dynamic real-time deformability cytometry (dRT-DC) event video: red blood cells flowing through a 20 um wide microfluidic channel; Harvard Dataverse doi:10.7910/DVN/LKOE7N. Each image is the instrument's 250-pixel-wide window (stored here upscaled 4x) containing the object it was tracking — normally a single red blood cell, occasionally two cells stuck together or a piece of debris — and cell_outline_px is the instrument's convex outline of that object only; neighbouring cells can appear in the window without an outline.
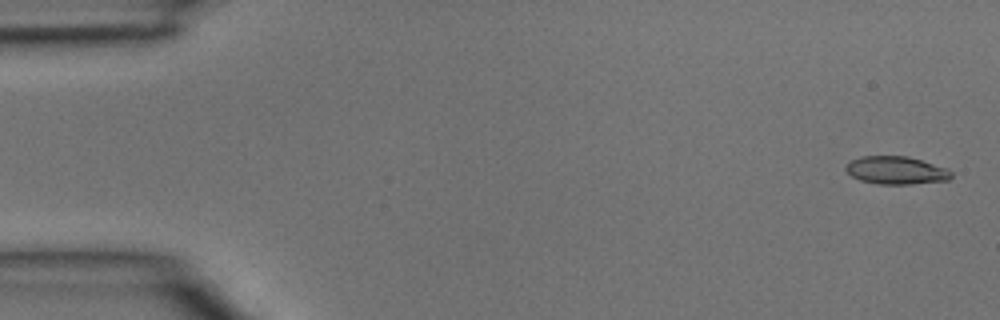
{"species": "common noctule bat (a hibernating species)", "species_latin": "Nyctalus noctula", "temperature_condition": "room temperature", "stored_images_in_passage": 4, "camera_frame_rate_fps": 3000, "um_per_image_px": 0.085, "animal": {"sex": "male", "body_mass_g": 15.6}, "frame": {"image": 1, "passage_image": 1, "time_ms": 0.0, "image_size_px": [1000, 320], "cell_outline_px": [[952, 176], [948, 180], [912, 184], [880, 184], [860, 180], [852, 176], [844, 168], [852, 160], [860, 156], [908, 156], [948, 168], [952, 172]], "centroid_in_image_um": [76.2, 14.47], "position_along_channel_um": 8.8, "area_um2": 17.11}}
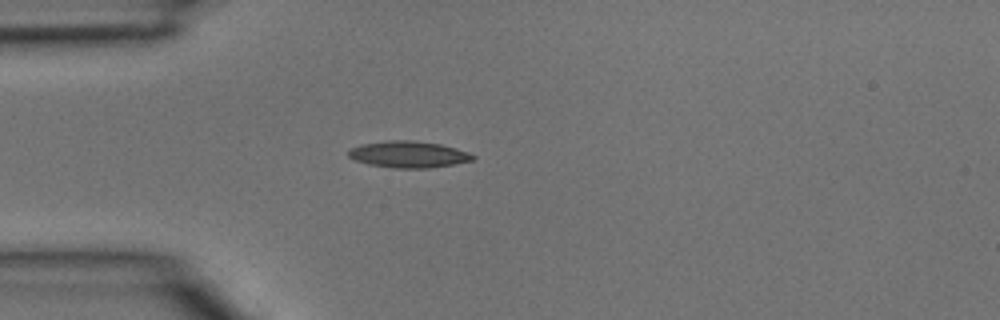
{"frame": {"image": 2, "passage_image": 4, "time_ms": 1.0, "image_size_px": [1000, 320], "cell_outline_px": [[476, 160], [428, 168], [396, 168], [368, 164], [356, 160], [348, 156], [348, 152], [352, 148], [360, 144], [388, 140], [412, 140], [440, 144], [456, 148], [468, 152], [476, 156]], "centroid_in_image_um": [34.74, 13.12], "position_along_channel_um": 50.3, "area_um2": 19.19}}